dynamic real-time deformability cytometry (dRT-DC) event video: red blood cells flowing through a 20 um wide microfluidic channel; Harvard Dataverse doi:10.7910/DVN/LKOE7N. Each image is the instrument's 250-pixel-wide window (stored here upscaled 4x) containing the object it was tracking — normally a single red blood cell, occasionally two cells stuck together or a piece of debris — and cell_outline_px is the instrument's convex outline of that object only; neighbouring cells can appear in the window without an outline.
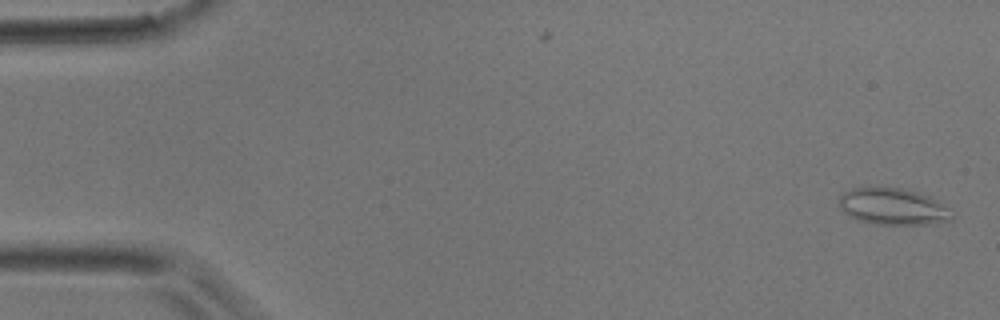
{"species": "common noctule bat (a hibernating species)", "species_latin": "Nyctalus noctula", "temperature_condition": "room temperature", "stored_images_in_passage": 3, "camera_frame_rate_fps": 3000, "um_per_image_px": 0.085, "animal": {"sex": "male", "body_mass_g": 17.9}, "frame": {"image": 1, "passage_image": 1, "time_ms": 0.0, "image_size_px": [1000, 320], "cell_outline_px": [[952, 220], [928, 224], [872, 224], [856, 220], [844, 212], [840, 208], [840, 196], [844, 192], [852, 188], [900, 188], [916, 192], [928, 196], [936, 200], [948, 208], [952, 216]], "centroid_in_image_um": [75.88, 17.57], "position_along_channel_um": 9.1, "area_um2": 23.76}}